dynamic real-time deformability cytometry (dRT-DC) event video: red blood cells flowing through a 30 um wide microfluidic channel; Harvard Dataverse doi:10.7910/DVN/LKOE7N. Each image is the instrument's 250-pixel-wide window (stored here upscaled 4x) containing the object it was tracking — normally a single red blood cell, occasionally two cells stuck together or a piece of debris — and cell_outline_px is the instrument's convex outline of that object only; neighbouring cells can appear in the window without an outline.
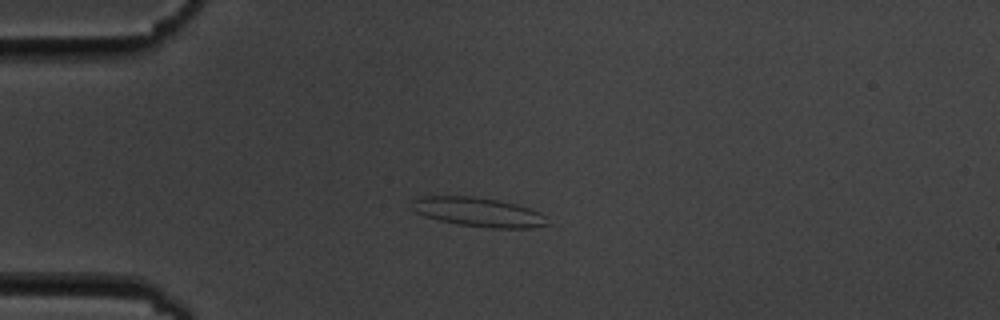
{"species": "common noctule bat (a hibernating species)", "species_latin": "Nyctalus noctula", "temperature_condition": "cold", "stored_images_in_passage": 42, "camera_frame_rate_fps": 3000, "um_per_image_px": 0.085, "animal": {"sex": "male", "body_mass_g": 19.5, "forearm_length_mm": 54.6}, "frame": {"image": 1, "passage_image": 1, "time_ms": 0.0, "image_size_px": [1000, 320], "cell_outline_px": [[552, 224], [532, 228], [492, 228], [456, 224], [424, 216], [416, 212], [412, 208], [412, 200], [420, 196], [472, 196], [500, 200], [516, 204], [540, 212]], "centroid_in_image_um": [40.68, 18.03], "position_along_channel_um": 44.3, "area_um2": 23.18}}
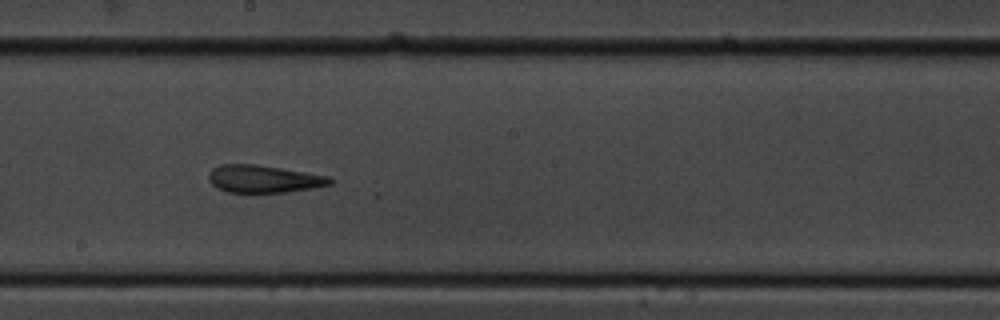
{"frame": {"image": 2, "passage_image": 18, "time_ms": 5.667, "image_size_px": [1000, 320], "cell_outline_px": [[332, 184], [312, 188], [284, 192], [228, 192], [216, 188], [208, 180], [208, 172], [212, 168], [220, 164], [256, 164], [332, 176]], "centroid_in_image_um": [22.4, 15.2], "position_along_channel_um": 225.8, "area_um2": 19.59}}
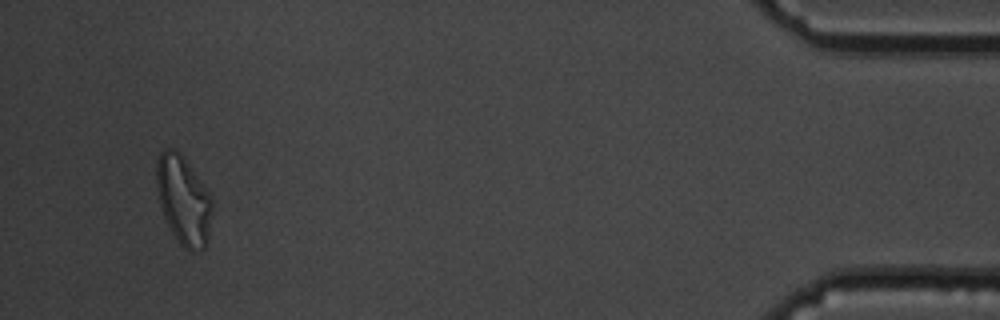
{"frame": {"image": 3, "passage_image": 40, "time_ms": 13.0, "image_size_px": [1000, 320], "cell_outline_px": [[212, 208], [208, 240], [204, 248], [184, 248], [180, 244], [172, 232], [164, 216], [160, 204], [156, 188], [156, 160], [160, 152], [164, 148], [172, 148], [180, 152], [184, 156], [212, 196]], "centroid_in_image_um": [15.58, 16.94], "position_along_channel_um": 419.6, "area_um2": 28.78}, "authors_computed_cell_mechanics": {"area_um2": 20.4034, "velocity_mm_per_s": 3.5989, "shape_relaxation_time_tau1_ms": null, "shape_relaxation_time_tau2_ms": 2.9505, "deformation_change_tau1": null, "deformation_change_tau2": 0.1201}}